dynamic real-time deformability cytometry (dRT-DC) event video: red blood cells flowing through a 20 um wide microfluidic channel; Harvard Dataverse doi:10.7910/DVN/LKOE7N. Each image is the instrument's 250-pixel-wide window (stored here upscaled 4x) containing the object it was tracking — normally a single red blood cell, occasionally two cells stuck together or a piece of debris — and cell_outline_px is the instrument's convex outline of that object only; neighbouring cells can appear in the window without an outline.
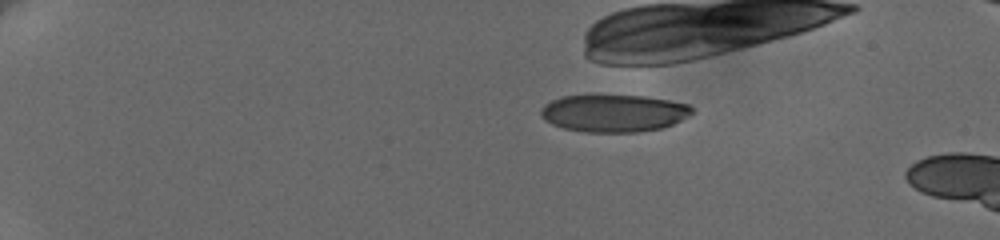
{"species": "human", "species_latin": "Homo sapiens", "temperature_condition": "cold", "stored_images_in_passage": 6, "camera_frame_rate_fps": 3000, "um_per_image_px": 0.085, "donor": {"sex": "female"}, "frame": {"image": 1, "passage_image": 1, "time_ms": 0.0, "image_size_px": [1000, 240], "cell_outline_px": [[692, 112], [680, 120], [672, 124], [660, 128], [640, 132], [584, 132], [564, 128], [552, 124], [544, 120], [540, 116], [540, 112], [544, 104], [552, 100], [564, 96], [644, 96], [668, 100], [688, 104], [692, 108]], "centroid_in_image_um": [52.13, 9.63], "position_along_channel_um": 32.9, "area_um2": 32.6}}